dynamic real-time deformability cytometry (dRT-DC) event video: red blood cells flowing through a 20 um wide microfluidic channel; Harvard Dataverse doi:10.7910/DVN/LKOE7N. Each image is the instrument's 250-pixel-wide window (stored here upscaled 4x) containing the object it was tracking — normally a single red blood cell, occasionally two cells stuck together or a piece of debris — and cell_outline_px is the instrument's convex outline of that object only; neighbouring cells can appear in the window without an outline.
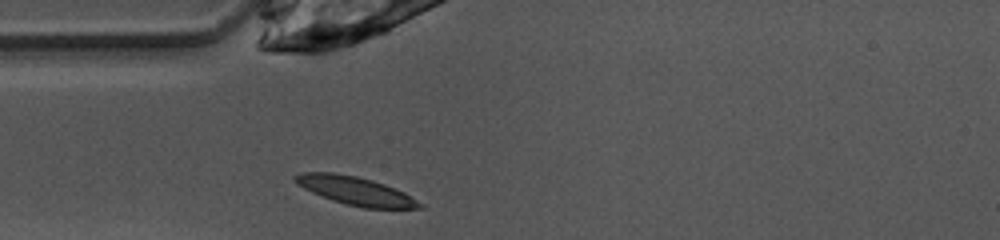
{"species": "common noctule bat (a hibernating species)", "species_latin": "Nyctalus noctula", "temperature_condition": "warm", "stored_images_in_passage": 37, "camera_frame_rate_fps": 3000, "um_per_image_px": 0.085, "animal": {"sex": "female", "body_mass_g": 10.0, "forearm_length_mm": 53.1}, "frame": {"image": 1, "passage_image": 1, "time_ms": 0.0, "image_size_px": [1000, 240], "cell_outline_px": [[424, 208], [364, 208], [332, 200], [312, 192], [296, 184], [292, 180], [292, 176], [300, 172], [332, 172], [356, 176], [372, 180], [384, 184], [404, 192], [424, 204]], "centroid_in_image_um": [30.19, 16.21], "position_along_channel_um": 54.8, "area_um2": 20.52}}
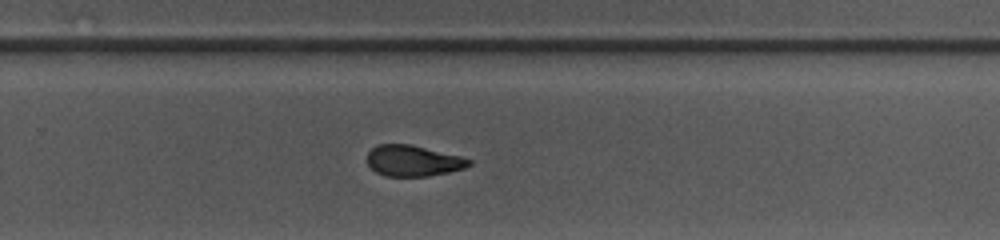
{"frame": {"image": 2, "passage_image": 19, "time_ms": 6.0, "image_size_px": [1000, 240], "cell_outline_px": [[472, 164], [464, 168], [448, 172], [428, 176], [384, 176], [376, 172], [368, 164], [368, 152], [376, 144], [412, 144], [460, 156], [472, 160]], "centroid_in_image_um": [35.11, 13.66], "position_along_channel_um": 294.7, "area_um2": 18.38}}
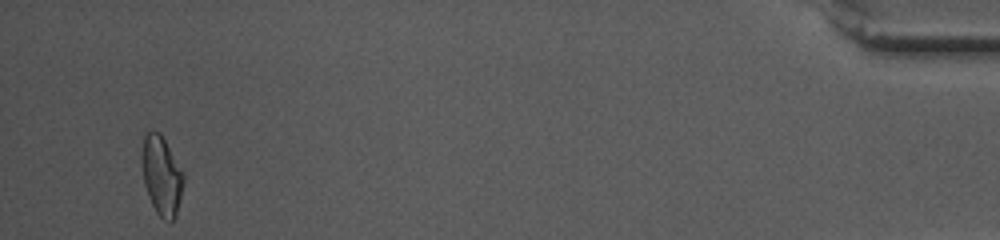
{"frame": {"image": 3, "passage_image": 35, "time_ms": 11.333, "image_size_px": [1000, 240], "cell_outline_px": [[184, 180], [176, 216], [172, 220], [164, 220], [156, 212], [152, 204], [144, 184], [140, 164], [140, 160], [144, 136], [148, 132], [160, 132], [184, 172]], "centroid_in_image_um": [13.72, 14.91], "position_along_channel_um": 421.5, "area_um2": 19.25}, "authors_computed_cell_mechanics": {"area_um2": 19.5942, "velocity_mm_per_s": 4.0158, "shape_relaxation_time_tau1_ms": 4.7094, "shape_relaxation_time_tau2_ms": 2.3536, "deformation_change_tau1": 0.151, "deformation_change_tau2": 0.0923}}